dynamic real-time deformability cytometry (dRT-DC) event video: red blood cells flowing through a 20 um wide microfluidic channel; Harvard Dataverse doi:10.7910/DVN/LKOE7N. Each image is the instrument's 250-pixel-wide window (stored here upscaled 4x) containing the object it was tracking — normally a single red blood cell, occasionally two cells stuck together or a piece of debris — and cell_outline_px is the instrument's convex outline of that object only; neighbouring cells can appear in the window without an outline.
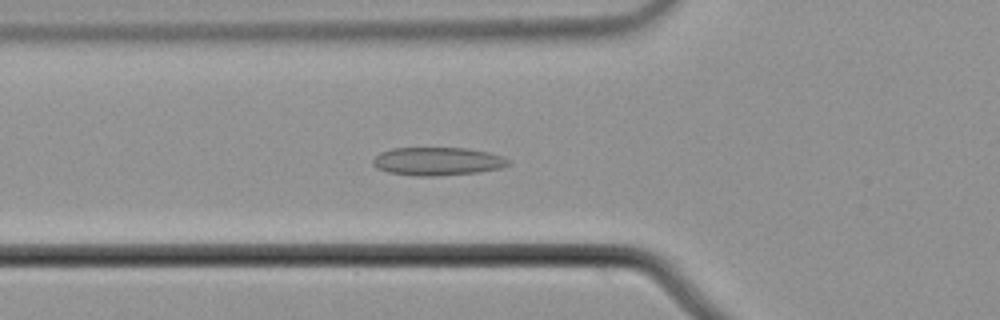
{"species": "common noctule bat (a hibernating species)", "species_latin": "Nyctalus noctula", "temperature_condition": "cold", "stored_images_in_passage": 48, "camera_frame_rate_fps": 3000, "um_per_image_px": 0.085, "animal": {"sex": "male", "body_mass_g": 21.5, "forearm_length_mm": 52.0}, "frame": {"image": 1, "passage_image": 20, "time_ms": 6.333, "image_size_px": [1000, 320], "cell_outline_px": [[508, 164], [500, 168], [480, 172], [436, 176], [412, 176], [388, 172], [376, 168], [372, 164], [372, 160], [380, 152], [392, 148], [468, 148], [488, 152], [500, 156], [508, 160]], "centroid_in_image_um": [37.13, 13.72], "position_along_channel_um": 88.7, "area_um2": 22.25}}
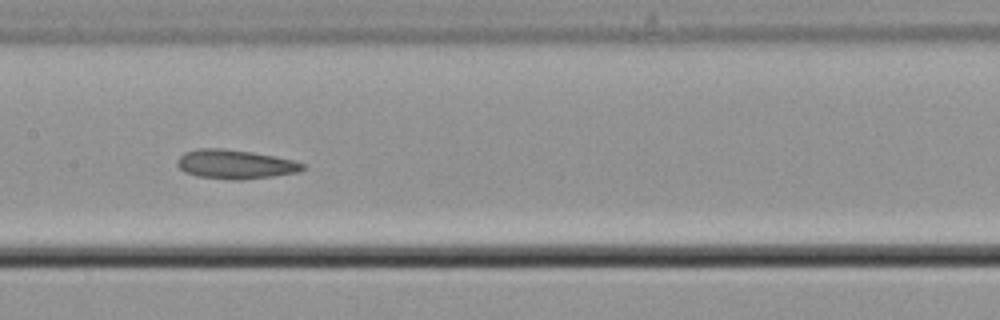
{"frame": {"image": 2, "passage_image": 28, "time_ms": 9.0, "image_size_px": [1000, 320], "cell_outline_px": [[304, 168], [296, 172], [272, 176], [244, 180], [232, 180], [196, 176], [184, 172], [176, 164], [180, 156], [184, 152], [200, 148], [216, 148], [252, 152], [292, 160], [304, 164]], "centroid_in_image_um": [19.93, 13.97], "position_along_channel_um": 187.5, "area_um2": 21.04}}
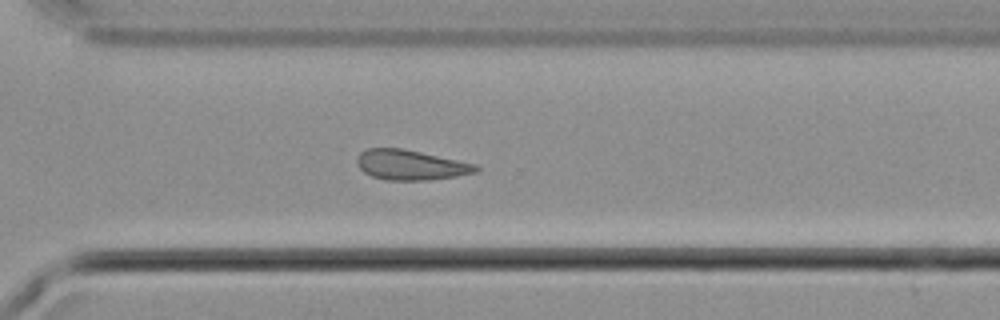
{"frame": {"image": 3, "passage_image": 40, "time_ms": 13.0, "image_size_px": [1000, 320], "cell_outline_px": [[480, 168], [476, 172], [456, 176], [424, 180], [388, 180], [372, 176], [364, 172], [360, 168], [356, 160], [360, 152], [368, 148], [400, 148], [420, 152], [476, 164]], "centroid_in_image_um": [34.89, 14.02], "position_along_channel_um": 335.7, "area_um2": 20.52}, "authors_computed_cell_mechanics": {"area_um2": 21.7039, "velocity_mm_per_s": 3.7027, "shape_relaxation_time_tau1_ms": 9.1326, "shape_relaxation_time_tau2_ms": 8.788, "deformation_change_tau1": 0.104, "deformation_change_tau2": 0.1433}}